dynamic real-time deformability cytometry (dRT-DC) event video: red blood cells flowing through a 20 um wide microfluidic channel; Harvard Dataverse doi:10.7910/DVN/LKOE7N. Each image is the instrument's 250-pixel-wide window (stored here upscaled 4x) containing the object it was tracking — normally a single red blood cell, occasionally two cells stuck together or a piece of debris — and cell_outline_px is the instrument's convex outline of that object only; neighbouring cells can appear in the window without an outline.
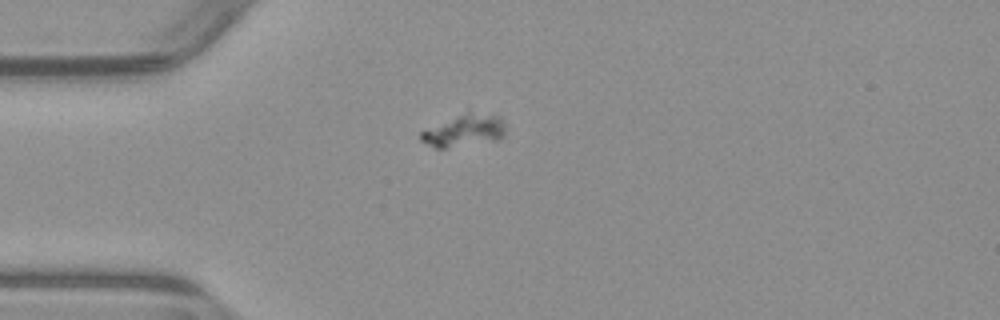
{"species": "common noctule bat (a hibernating species)", "species_latin": "Nyctalus noctula", "temperature_condition": "warm", "stored_images_in_passage": 59, "camera_frame_rate_fps": 3000, "um_per_image_px": 0.085, "animal": {"sex": "male", "body_mass_g": 23.1, "forearm_length_mm": 52.7}, "frame": {"image": 1, "passage_image": 18, "time_ms": 5.667, "image_size_px": [1000, 320], "cell_outline_px": [[504, 136], [500, 140], [444, 148], [436, 148], [420, 140], [420, 132], [424, 128], [468, 108], [500, 116], [504, 124]], "centroid_in_image_um": [39.44, 11.02], "position_along_channel_um": 45.6, "area_um2": 16.82}}
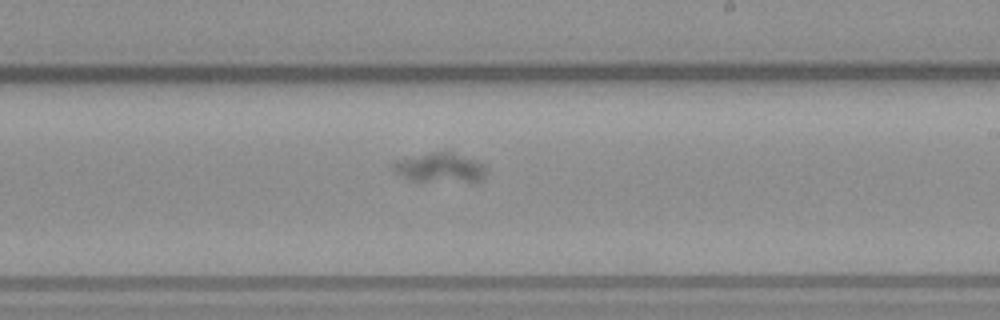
{"frame": {"image": 2, "passage_image": 36, "time_ms": 11.667, "image_size_px": [1000, 320], "cell_outline_px": [[484, 176], [480, 180], [408, 180], [396, 172], [392, 168], [392, 164], [396, 160], [432, 152], [448, 152], [476, 160], [484, 164]], "centroid_in_image_um": [37.34, 14.23], "position_along_channel_um": 251.7, "area_um2": 15.2}}
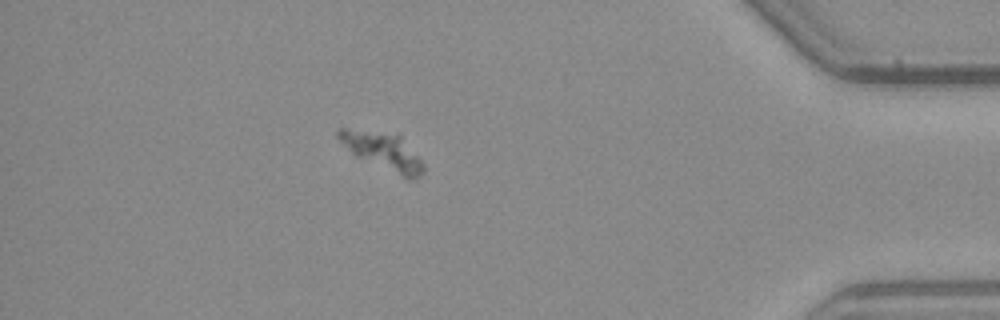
{"frame": {"image": 3, "passage_image": 52, "time_ms": 17.0, "image_size_px": [1000, 320], "cell_outline_px": [[424, 172], [420, 176], [412, 180], [408, 180], [356, 156], [336, 136], [336, 132], [340, 128], [344, 128], [400, 132], [424, 164]], "centroid_in_image_um": [32.61, 12.82], "position_along_channel_um": 402.6, "area_um2": 19.02}}